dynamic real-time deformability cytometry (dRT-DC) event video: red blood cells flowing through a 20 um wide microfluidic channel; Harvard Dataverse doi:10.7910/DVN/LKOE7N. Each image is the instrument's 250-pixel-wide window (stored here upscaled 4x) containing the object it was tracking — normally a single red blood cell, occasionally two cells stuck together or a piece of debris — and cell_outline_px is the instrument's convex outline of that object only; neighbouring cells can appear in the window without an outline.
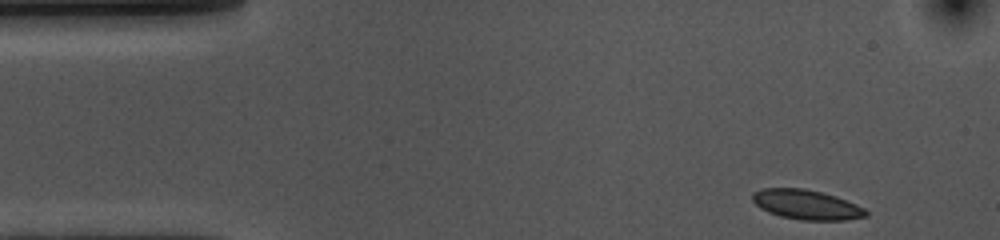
{"species": "common noctule bat (a hibernating species)", "species_latin": "Nyctalus noctula", "temperature_condition": "cold", "stored_images_in_passage": 41, "camera_frame_rate_fps": 3000, "um_per_image_px": 0.085, "animal": {"sex": "female", "body_mass_g": 10.0, "forearm_length_mm": 53.1}, "frame": {"image": 1, "passage_image": 1, "time_ms": 0.0, "image_size_px": [1000, 240], "cell_outline_px": [[868, 216], [844, 220], [800, 220], [780, 216], [768, 212], [760, 208], [752, 200], [752, 192], [764, 188], [804, 188], [836, 196], [856, 204], [864, 208], [868, 212]], "centroid_in_image_um": [68.54, 17.39], "position_along_channel_um": 16.5, "area_um2": 19.65}}
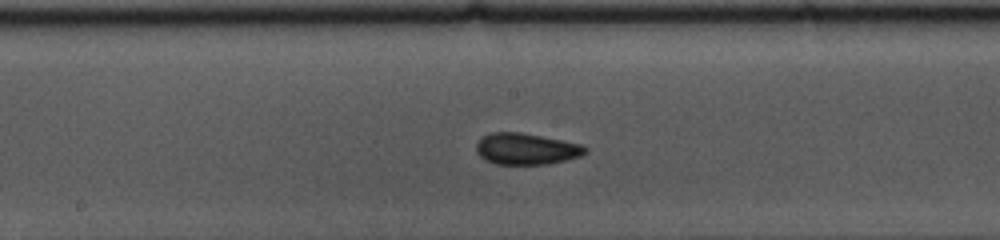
{"frame": {"image": 2, "passage_image": 23, "time_ms": 7.333, "image_size_px": [1000, 240], "cell_outline_px": [[588, 152], [580, 156], [548, 164], [496, 164], [484, 160], [476, 152], [476, 144], [484, 136], [492, 132], [520, 132], [580, 144], [588, 148]], "centroid_in_image_um": [44.71, 12.66], "position_along_channel_um": 203.5, "area_um2": 19.77}}
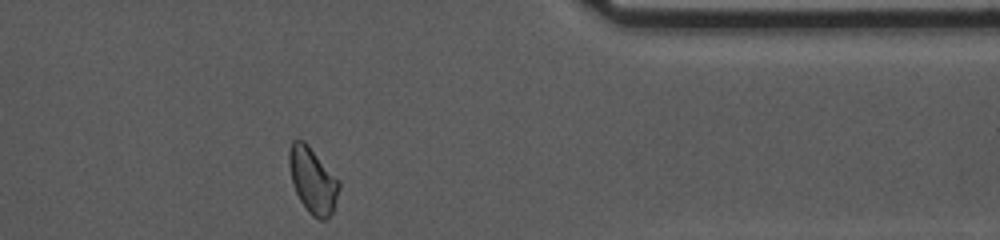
{"frame": {"image": 3, "passage_image": 40, "time_ms": 13.0, "image_size_px": [1000, 240], "cell_outline_px": [[340, 188], [332, 212], [324, 220], [320, 220], [312, 216], [308, 212], [300, 200], [292, 184], [288, 164], [288, 152], [292, 140], [304, 140], [308, 144], [340, 180]], "centroid_in_image_um": [26.57, 15.3], "position_along_channel_um": 384.8, "area_um2": 19.31}, "authors_computed_cell_mechanics": {"area_um2": 19.4786, "velocity_mm_per_s": 3.5817, "shape_relaxation_time_tau1_ms": 3.0899, "shape_relaxation_time_tau2_ms": 1.2535, "deformation_change_tau1": 0.0806, "deformation_change_tau2": 0.0553}}